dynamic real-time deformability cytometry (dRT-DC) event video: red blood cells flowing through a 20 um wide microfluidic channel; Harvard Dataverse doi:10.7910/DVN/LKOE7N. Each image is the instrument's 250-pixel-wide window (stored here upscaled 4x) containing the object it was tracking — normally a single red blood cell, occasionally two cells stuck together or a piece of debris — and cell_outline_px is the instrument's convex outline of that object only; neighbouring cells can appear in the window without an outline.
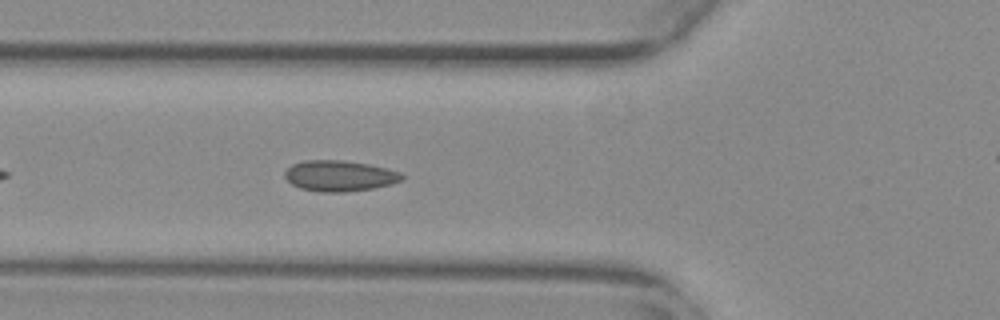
{"species": "common noctule bat (a hibernating species)", "species_latin": "Nyctalus noctula", "temperature_condition": "warm", "stored_images_in_passage": 42, "camera_frame_rate_fps": 3000, "um_per_image_px": 0.085, "animal": {"sex": "female", "body_mass_g": 29.2, "forearm_length_mm": 56.3}, "frame": {"image": 1, "passage_image": 6, "time_ms": 1.667, "image_size_px": [1000, 320], "cell_outline_px": [[404, 176], [400, 180], [392, 184], [372, 188], [344, 192], [320, 192], [300, 188], [292, 184], [284, 176], [284, 172], [292, 164], [304, 160], [344, 160], [368, 164], [400, 172]], "centroid_in_image_um": [28.83, 14.94], "position_along_channel_um": 97.0, "area_um2": 20.92}}
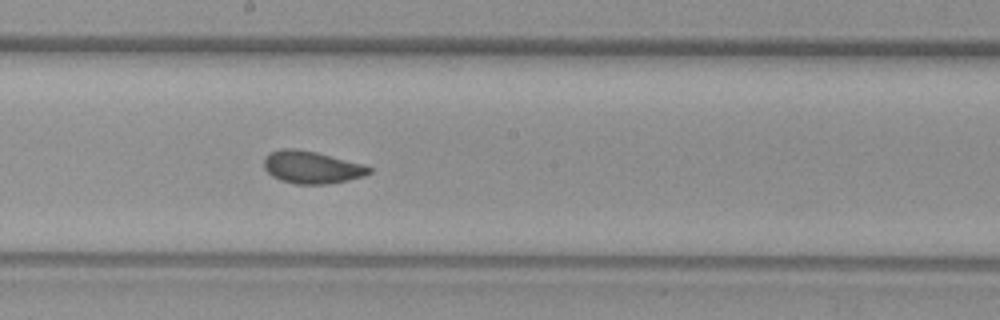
{"frame": {"image": 2, "passage_image": 16, "time_ms": 5.0, "image_size_px": [1000, 320], "cell_outline_px": [[372, 172], [364, 176], [348, 180], [328, 184], [296, 184], [280, 180], [272, 176], [264, 168], [264, 156], [268, 152], [280, 148], [296, 148], [316, 152], [364, 164], [372, 168]], "centroid_in_image_um": [26.48, 14.21], "position_along_channel_um": 221.7, "area_um2": 20.11}}
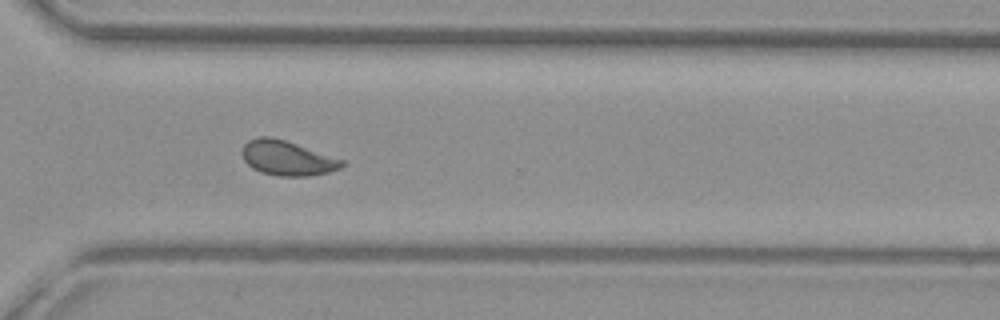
{"frame": {"image": 3, "passage_image": 26, "time_ms": 8.333, "image_size_px": [1000, 320], "cell_outline_px": [[348, 164], [340, 168], [328, 172], [308, 176], [280, 176], [260, 172], [252, 168], [244, 160], [240, 152], [244, 144], [248, 140], [256, 136], [272, 136], [344, 160]], "centroid_in_image_um": [24.38, 13.43], "position_along_channel_um": 346.2, "area_um2": 20.29}, "authors_computed_cell_mechanics": {"area_um2": 20.4323, "velocity_mm_per_s": 3.7345, "shape_relaxation_time_tau1_ms": null, "shape_relaxation_time_tau2_ms": 0.7632, "deformation_change_tau1": null, "deformation_change_tau2": 0.046}}